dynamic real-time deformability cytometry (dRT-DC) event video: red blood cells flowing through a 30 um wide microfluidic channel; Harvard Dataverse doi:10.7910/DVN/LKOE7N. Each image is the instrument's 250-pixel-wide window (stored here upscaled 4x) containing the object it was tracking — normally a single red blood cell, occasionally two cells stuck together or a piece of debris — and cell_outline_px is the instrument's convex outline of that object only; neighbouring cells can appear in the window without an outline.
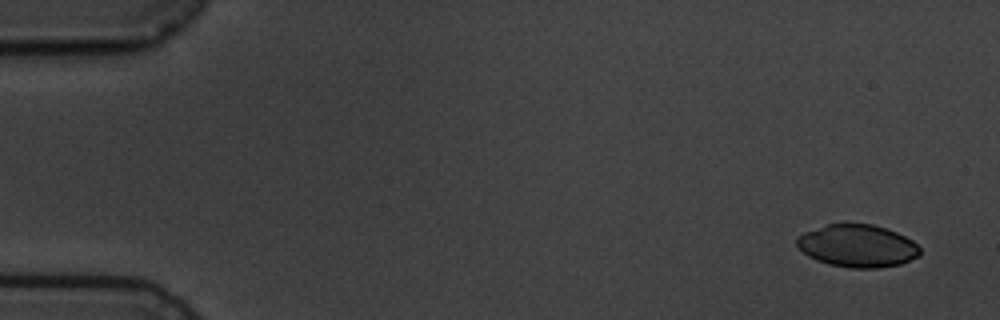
{"species": "common noctule bat (a hibernating species)", "species_latin": "Nyctalus noctula", "temperature_condition": "cold", "stored_images_in_passage": 5, "camera_frame_rate_fps": 3000, "um_per_image_px": 0.085, "animal": {"sex": "male", "body_mass_g": 19.5, "forearm_length_mm": 54.6}, "frame": {"image": 1, "passage_image": 1, "time_ms": 0.0, "image_size_px": [1000, 320], "cell_outline_px": [[920, 256], [900, 264], [880, 268], [852, 268], [828, 264], [816, 260], [808, 256], [796, 244], [796, 236], [804, 232], [828, 224], [844, 220], [872, 224], [896, 232], [912, 240], [920, 248]], "centroid_in_image_um": [72.86, 20.87], "position_along_channel_um": 12.1, "area_um2": 31.1}}